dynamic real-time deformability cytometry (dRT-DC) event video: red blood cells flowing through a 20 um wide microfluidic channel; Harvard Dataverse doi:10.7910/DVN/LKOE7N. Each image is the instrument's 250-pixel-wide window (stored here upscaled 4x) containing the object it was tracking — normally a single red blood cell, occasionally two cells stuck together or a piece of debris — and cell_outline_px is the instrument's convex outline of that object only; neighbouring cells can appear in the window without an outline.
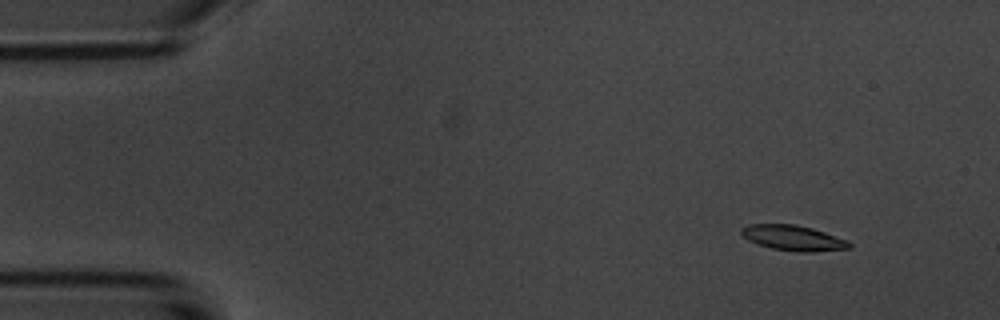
{"species": "common noctule bat (a hibernating species)", "species_latin": "Nyctalus noctula", "temperature_condition": "room temperature", "stored_images_in_passage": 5, "camera_frame_rate_fps": 3000, "um_per_image_px": 0.085, "animal": {"sex": "male", "body_mass_g": 20.1, "forearm_length_mm": 53.5}, "frame": {"image": 1, "passage_image": 2, "time_ms": 1.333, "image_size_px": [1000, 320], "cell_outline_px": [[852, 248], [812, 252], [800, 252], [772, 248], [756, 244], [748, 240], [740, 232], [740, 228], [748, 224], [796, 224], [812, 228], [848, 240], [852, 244]], "centroid_in_image_um": [67.43, 20.22], "position_along_channel_um": 17.6, "area_um2": 16.01}}
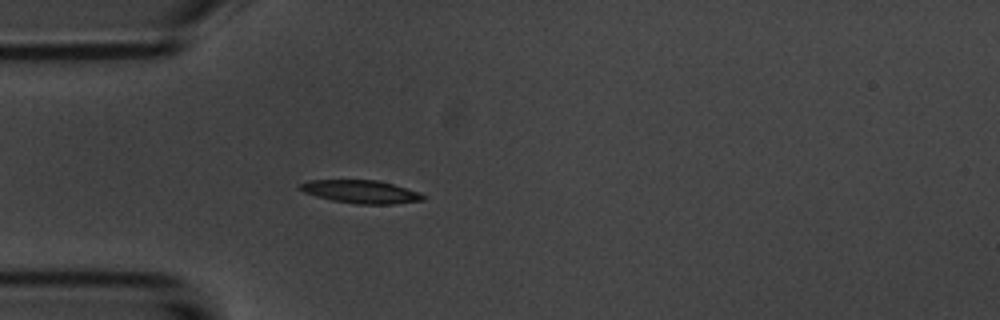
{"frame": {"image": 2, "passage_image": 5, "time_ms": 4.667, "image_size_px": [1000, 320], "cell_outline_px": [[428, 196], [424, 200], [392, 204], [356, 204], [332, 200], [316, 196], [304, 192], [296, 188], [300, 184], [308, 180], [376, 180], [392, 184], [420, 192]], "centroid_in_image_um": [30.68, 16.3], "position_along_channel_um": 54.3, "area_um2": 16.59}}